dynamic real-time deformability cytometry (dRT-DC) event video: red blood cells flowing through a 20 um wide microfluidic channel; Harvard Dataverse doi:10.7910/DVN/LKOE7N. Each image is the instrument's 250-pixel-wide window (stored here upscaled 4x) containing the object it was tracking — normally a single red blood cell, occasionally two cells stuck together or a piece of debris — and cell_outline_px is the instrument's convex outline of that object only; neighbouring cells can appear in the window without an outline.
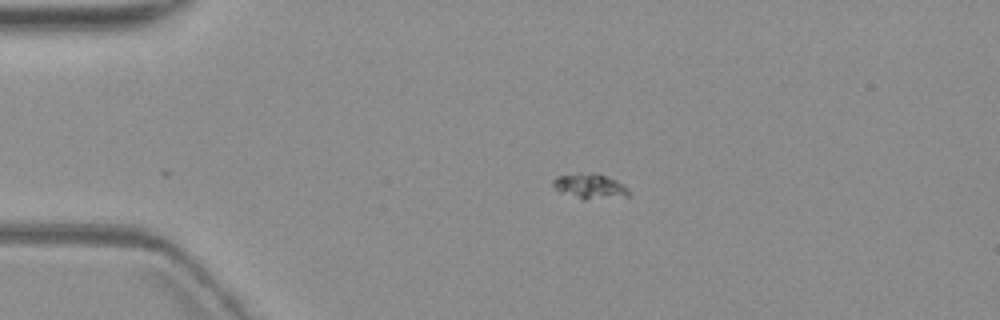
{"species": "common noctule bat (a hibernating species)", "species_latin": "Nyctalus noctula", "temperature_condition": "warm", "stored_images_in_passage": 2, "camera_frame_rate_fps": 3000, "um_per_image_px": 0.085, "animal": {"sex": "female", "body_mass_g": 19.3, "forearm_length_mm": 54.1}, "frame": {"image": 1, "passage_image": 2, "time_ms": 1.333, "image_size_px": [1000, 320], "cell_outline_px": [[632, 196], [584, 200], [560, 192], [552, 184], [552, 180], [556, 176], [580, 172], [592, 172], [616, 180], [624, 184], [628, 188]], "centroid_in_image_um": [50.16, 15.83], "position_along_channel_um": 34.8, "area_um2": 11.33}}